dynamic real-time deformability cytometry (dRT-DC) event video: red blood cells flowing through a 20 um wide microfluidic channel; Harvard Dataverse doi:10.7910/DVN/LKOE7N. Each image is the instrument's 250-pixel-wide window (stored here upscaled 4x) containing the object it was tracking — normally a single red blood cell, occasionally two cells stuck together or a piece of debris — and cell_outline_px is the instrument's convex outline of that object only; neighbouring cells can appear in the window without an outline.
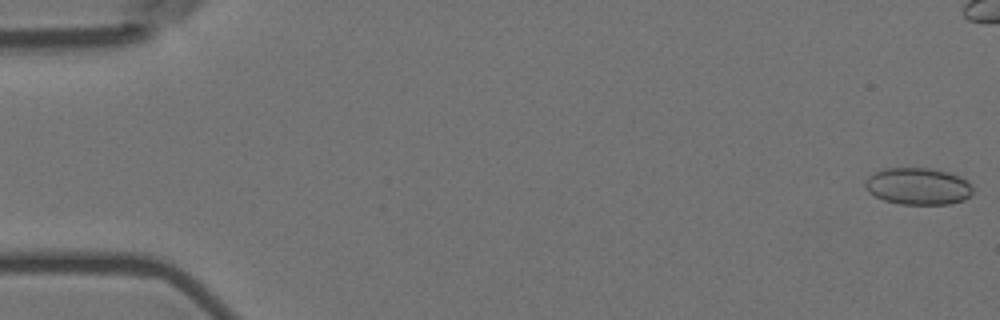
{"species": "Egyptian fruit bat (a non-hibernating species)", "species_latin": "Rousettus aegyptiacus", "temperature_condition": "room temperature", "stored_images_in_passage": 58, "camera_frame_rate_fps": 3000, "um_per_image_px": 0.085, "animal": {"sex": "female"}, "frame": {"image": 1, "passage_image": 1, "time_ms": 0.0, "image_size_px": [1000, 320], "cell_outline_px": [[972, 192], [964, 200], [948, 204], [900, 204], [884, 200], [868, 192], [864, 188], [864, 184], [868, 176], [872, 172], [884, 168], [928, 168], [948, 172], [960, 176], [968, 180], [972, 188]], "centroid_in_image_um": [78.0, 15.82], "position_along_channel_um": 7.0, "area_um2": 23.29}}
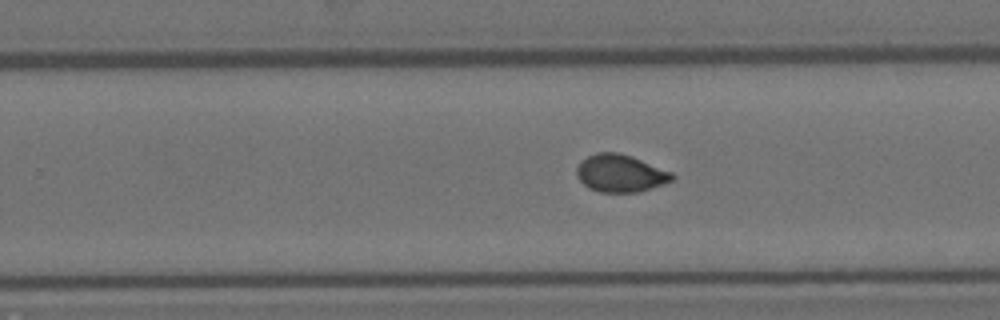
{"frame": {"image": 2, "passage_image": 36, "time_ms": 11.667, "image_size_px": [1000, 320], "cell_outline_px": [[676, 176], [672, 180], [664, 184], [636, 192], [600, 192], [588, 188], [576, 176], [576, 168], [580, 160], [596, 152], [616, 152], [632, 156], [672, 172]], "centroid_in_image_um": [52.71, 14.72], "position_along_channel_um": 277.1, "area_um2": 20.92}}
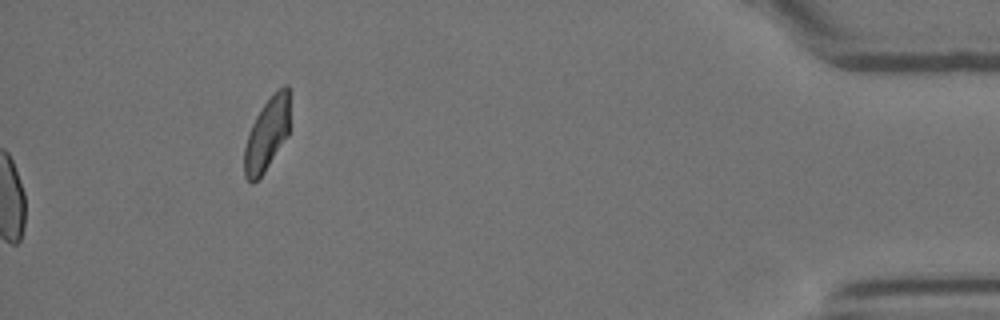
{"frame": {"image": 3, "passage_image": 58, "time_ms": 19.0, "image_size_px": [1000, 320], "cell_outline_px": [[288, 136], [264, 172], [252, 184], [244, 176], [244, 148], [248, 132], [256, 116], [272, 92], [276, 88], [284, 84], [288, 84]], "centroid_in_image_um": [22.67, 11.39], "position_along_channel_um": 412.5, "area_um2": 19.31}, "authors_computed_cell_mechanics": {"area_um2": 20.9236, "velocity_mm_per_s": 3.5766, "shape_relaxation_time_tau1_ms": null, "shape_relaxation_time_tau2_ms": 0.741, "deformation_change_tau1": null, "deformation_change_tau2": 0.0473}}